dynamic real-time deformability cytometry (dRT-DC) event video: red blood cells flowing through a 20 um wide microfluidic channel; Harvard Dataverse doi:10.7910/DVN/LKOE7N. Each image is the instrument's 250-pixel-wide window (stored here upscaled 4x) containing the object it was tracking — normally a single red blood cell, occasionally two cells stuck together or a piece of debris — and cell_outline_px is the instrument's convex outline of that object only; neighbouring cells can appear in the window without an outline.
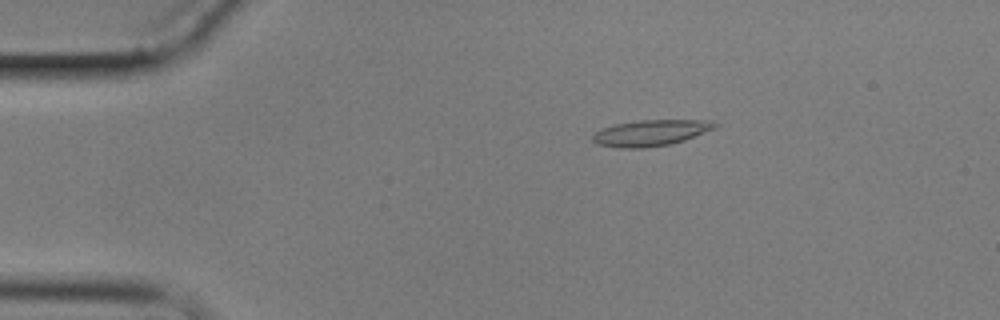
{"species": "common noctule bat (a hibernating species)", "species_latin": "Nyctalus noctula", "temperature_condition": "cold", "stored_images_in_passage": 2, "camera_frame_rate_fps": 3000, "um_per_image_px": 0.085, "animal": {"sex": "male", "body_mass_g": 17.9}, "frame": {"image": 1, "passage_image": 2, "time_ms": 1.333, "image_size_px": [1000, 320], "cell_outline_px": [[720, 124], [716, 128], [684, 140], [668, 144], [644, 148], [620, 148], [596, 144], [592, 140], [592, 136], [600, 128], [616, 124], [640, 120], [712, 120]], "centroid_in_image_um": [55.32, 11.29], "position_along_channel_um": 29.7, "area_um2": 18.61}}